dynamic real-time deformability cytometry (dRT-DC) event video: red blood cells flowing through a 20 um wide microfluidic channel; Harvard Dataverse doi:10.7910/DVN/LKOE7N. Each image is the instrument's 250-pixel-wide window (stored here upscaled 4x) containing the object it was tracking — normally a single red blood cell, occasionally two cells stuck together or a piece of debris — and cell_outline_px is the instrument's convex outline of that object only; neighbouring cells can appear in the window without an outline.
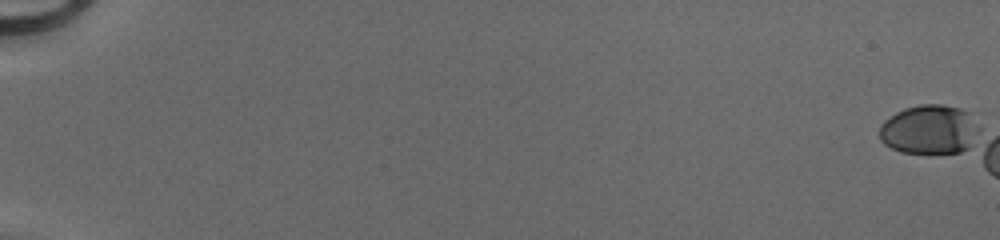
{"species": "human", "species_latin": "Homo sapiens", "temperature_condition": "cold", "stored_images_in_passage": 6, "camera_frame_rate_fps": 3000, "um_per_image_px": 0.085, "donor": {"sex": "male"}, "frame": {"image": 1, "passage_image": 1, "time_ms": 0.0, "image_size_px": [1000, 240], "cell_outline_px": [[968, 148], [960, 152], [904, 152], [892, 148], [880, 136], [880, 128], [892, 116], [908, 108], [924, 104], [940, 104], [956, 108], [964, 112]], "centroid_in_image_um": [78.77, 11.02], "position_along_channel_um": 6.2, "area_um2": 25.32}}